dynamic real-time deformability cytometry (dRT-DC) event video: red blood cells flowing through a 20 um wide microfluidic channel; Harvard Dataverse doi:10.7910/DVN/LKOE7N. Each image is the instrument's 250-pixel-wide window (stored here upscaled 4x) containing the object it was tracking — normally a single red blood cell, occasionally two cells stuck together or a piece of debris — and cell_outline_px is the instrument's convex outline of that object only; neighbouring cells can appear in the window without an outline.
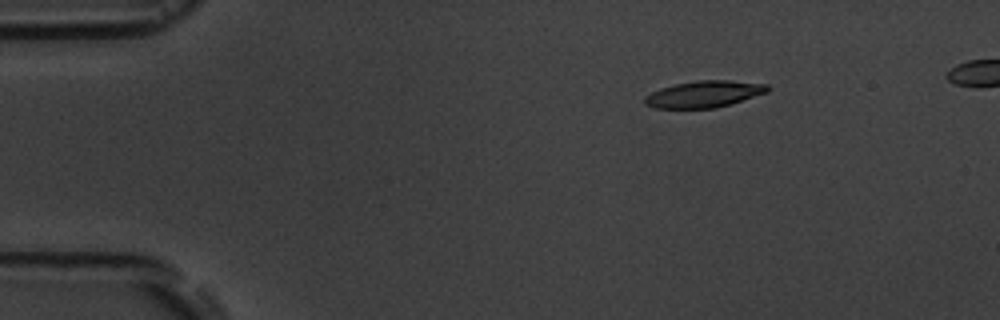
{"species": "common noctule bat (a hibernating species)", "species_latin": "Nyctalus noctula", "temperature_condition": "room temperature", "stored_images_in_passage": 8, "camera_frame_rate_fps": 3000, "um_per_image_px": 0.085, "animal": {"sex": "male", "body_mass_g": 19.5, "forearm_length_mm": 54.6}, "frame": {"image": 1, "passage_image": 1, "time_ms": 0.0, "image_size_px": [1000, 320], "cell_outline_px": [[772, 88], [768, 92], [732, 104], [716, 108], [656, 108], [644, 104], [644, 96], [660, 88], [676, 84], [696, 80], [728, 80], [768, 84]], "centroid_in_image_um": [59.88, 8.0], "position_along_channel_um": 25.1, "area_um2": 19.25}}
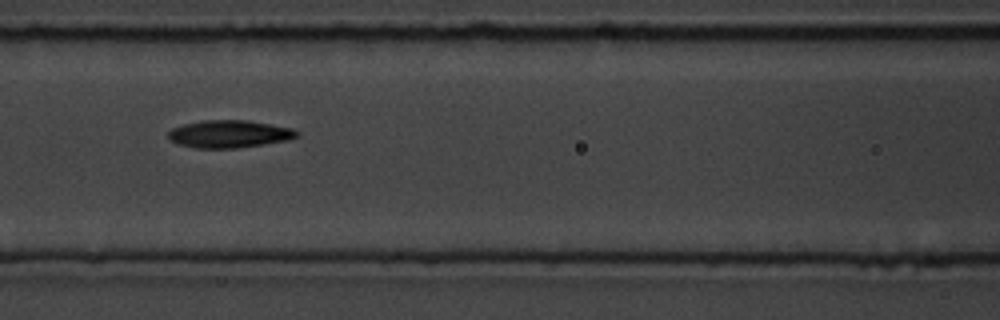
{"frame": {"image": 2, "passage_image": 5, "time_ms": 5.333, "image_size_px": [1000, 320], "cell_outline_px": [[300, 136], [288, 140], [264, 144], [236, 148], [196, 148], [180, 144], [172, 140], [168, 136], [168, 132], [172, 128], [184, 124], [200, 120], [248, 120], [292, 128], [300, 132]], "centroid_in_image_um": [19.53, 11.38], "position_along_channel_um": 147.1, "area_um2": 20.63}}
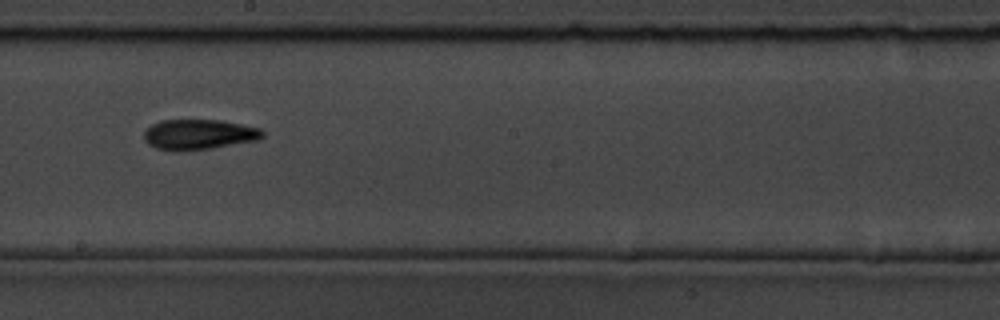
{"frame": {"image": 3, "passage_image": 7, "time_ms": 7.667, "image_size_px": [1000, 320], "cell_outline_px": [[264, 136], [260, 140], [212, 148], [156, 148], [148, 144], [144, 140], [144, 132], [152, 124], [160, 120], [220, 120], [260, 128], [264, 132]], "centroid_in_image_um": [16.96, 11.39], "position_along_channel_um": 231.2, "area_um2": 20.29}}